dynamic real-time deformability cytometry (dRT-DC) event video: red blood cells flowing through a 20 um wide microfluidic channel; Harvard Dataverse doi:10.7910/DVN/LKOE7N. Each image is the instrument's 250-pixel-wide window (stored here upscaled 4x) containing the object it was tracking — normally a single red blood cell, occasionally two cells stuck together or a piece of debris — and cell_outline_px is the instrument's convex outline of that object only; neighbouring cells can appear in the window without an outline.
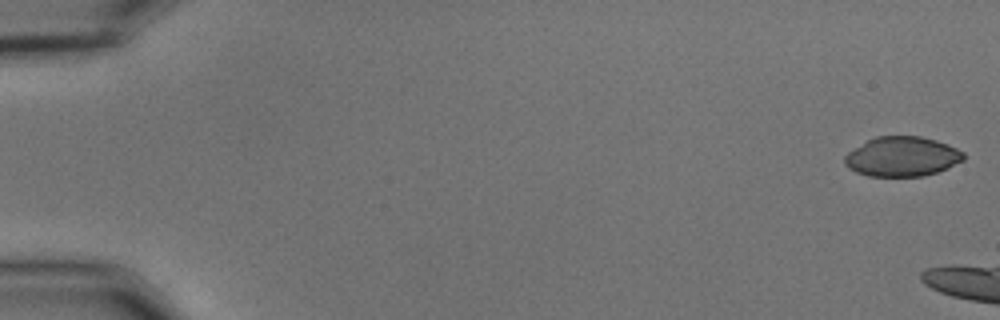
{"species": "common noctule bat (a hibernating species)", "species_latin": "Nyctalus noctula", "temperature_condition": "cold", "stored_images_in_passage": 9, "camera_frame_rate_fps": 3000, "um_per_image_px": 0.085, "animal": {"sex": "male", "body_mass_g": 15.6}, "frame": {"image": 1, "passage_image": 1, "time_ms": 0.0, "image_size_px": [1000, 320], "cell_outline_px": [[964, 160], [948, 168], [924, 176], [868, 176], [856, 172], [848, 168], [844, 164], [844, 156], [848, 152], [868, 140], [876, 136], [920, 136], [936, 140], [948, 144], [964, 152]], "centroid_in_image_um": [76.68, 13.31], "position_along_channel_um": 8.3, "area_um2": 27.57}}